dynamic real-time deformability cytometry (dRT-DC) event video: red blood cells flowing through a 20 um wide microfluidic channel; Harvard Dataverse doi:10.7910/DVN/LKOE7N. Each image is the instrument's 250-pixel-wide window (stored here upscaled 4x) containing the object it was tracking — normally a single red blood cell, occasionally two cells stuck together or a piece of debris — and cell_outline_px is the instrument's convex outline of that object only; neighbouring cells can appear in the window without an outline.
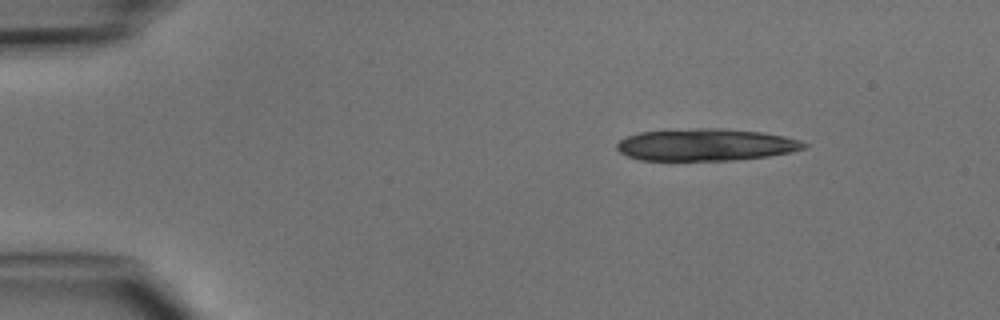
{"species": "common noctule bat (a hibernating species)", "species_latin": "Nyctalus noctula", "temperature_condition": "cold", "stored_images_in_passage": 3, "camera_frame_rate_fps": 3000, "um_per_image_px": 0.085, "animal": {"sex": "male", "body_mass_g": 15.6}, "frame": {"image": 1, "passage_image": 1, "time_ms": 0.0, "image_size_px": [1000, 320], "cell_outline_px": [[808, 144], [804, 148], [792, 152], [768, 156], [736, 160], [640, 160], [628, 156], [620, 152], [616, 148], [616, 144], [620, 140], [628, 136], [640, 132], [696, 128], [724, 128], [760, 132], [784, 136], [800, 140]], "centroid_in_image_um": [60.01, 12.3], "position_along_channel_um": 25.0, "area_um2": 34.97}}